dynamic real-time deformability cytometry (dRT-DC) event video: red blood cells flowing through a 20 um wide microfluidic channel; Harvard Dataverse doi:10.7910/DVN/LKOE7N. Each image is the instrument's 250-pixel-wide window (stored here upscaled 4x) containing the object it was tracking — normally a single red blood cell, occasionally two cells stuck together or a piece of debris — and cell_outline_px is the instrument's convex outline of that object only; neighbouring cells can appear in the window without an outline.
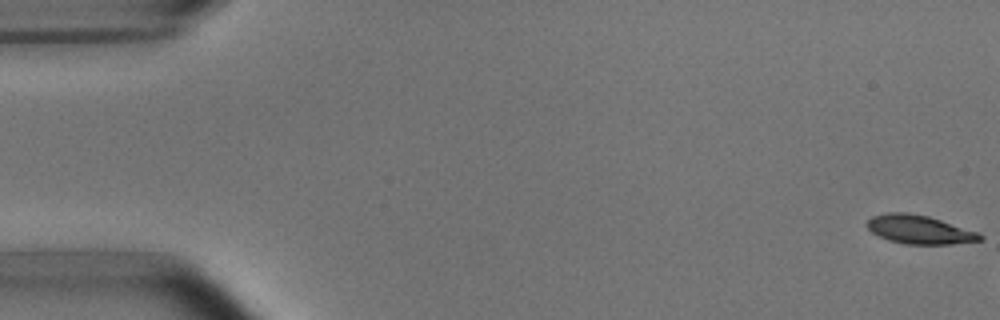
{"species": "common noctule bat (a hibernating species)", "species_latin": "Nyctalus noctula", "temperature_condition": "room temperature", "stored_images_in_passage": 3, "camera_frame_rate_fps": 3000, "um_per_image_px": 0.085, "animal": {"sex": "male", "body_mass_g": 15.6}, "frame": {"image": 1, "passage_image": 1, "time_ms": 0.0, "image_size_px": [1000, 320], "cell_outline_px": [[984, 240], [952, 244], [904, 244], [888, 240], [872, 232], [864, 224], [872, 216], [888, 212], [908, 212], [928, 216], [980, 232], [984, 236]], "centroid_in_image_um": [78.17, 19.51], "position_along_channel_um": 6.8, "area_um2": 19.07}}